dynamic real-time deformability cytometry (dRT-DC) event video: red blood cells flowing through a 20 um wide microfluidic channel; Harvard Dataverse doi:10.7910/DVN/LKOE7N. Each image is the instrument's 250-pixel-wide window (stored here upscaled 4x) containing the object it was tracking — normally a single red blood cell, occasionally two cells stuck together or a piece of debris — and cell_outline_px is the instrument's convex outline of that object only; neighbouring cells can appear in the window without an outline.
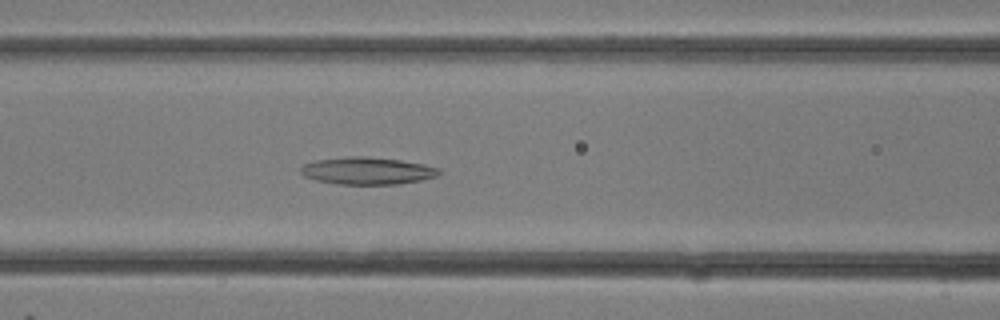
{"species": "common noctule bat (a hibernating species)", "species_latin": "Nyctalus noctula", "temperature_condition": "room temperature", "stored_images_in_passage": 15, "camera_frame_rate_fps": 3000, "um_per_image_px": 0.085, "animal": {"sex": "female"}, "frame": {"image": 1, "passage_image": 13, "time_ms": 4.0, "image_size_px": [1000, 320], "cell_outline_px": [[440, 172], [436, 176], [420, 180], [400, 184], [336, 184], [316, 180], [304, 176], [300, 172], [300, 168], [304, 164], [316, 160], [348, 156], [368, 156], [400, 160], [424, 164], [440, 168]], "centroid_in_image_um": [31.21, 14.51], "position_along_channel_um": 135.4, "area_um2": 22.02}}
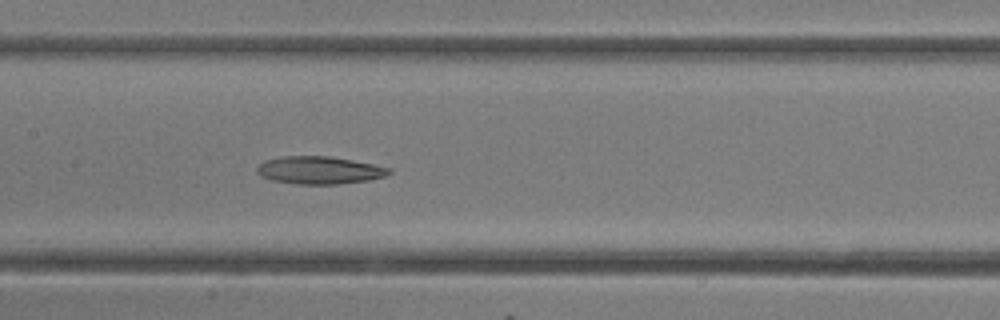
{"frame": {"image": 2, "passage_image": 15, "time_ms": 4.667, "image_size_px": [1000, 320], "cell_outline_px": [[392, 172], [384, 176], [368, 180], [340, 184], [296, 184], [272, 180], [260, 176], [256, 172], [256, 168], [264, 160], [284, 156], [328, 156], [352, 160], [392, 168]], "centroid_in_image_um": [27.13, 14.47], "position_along_channel_um": 180.3, "area_um2": 21.27}}